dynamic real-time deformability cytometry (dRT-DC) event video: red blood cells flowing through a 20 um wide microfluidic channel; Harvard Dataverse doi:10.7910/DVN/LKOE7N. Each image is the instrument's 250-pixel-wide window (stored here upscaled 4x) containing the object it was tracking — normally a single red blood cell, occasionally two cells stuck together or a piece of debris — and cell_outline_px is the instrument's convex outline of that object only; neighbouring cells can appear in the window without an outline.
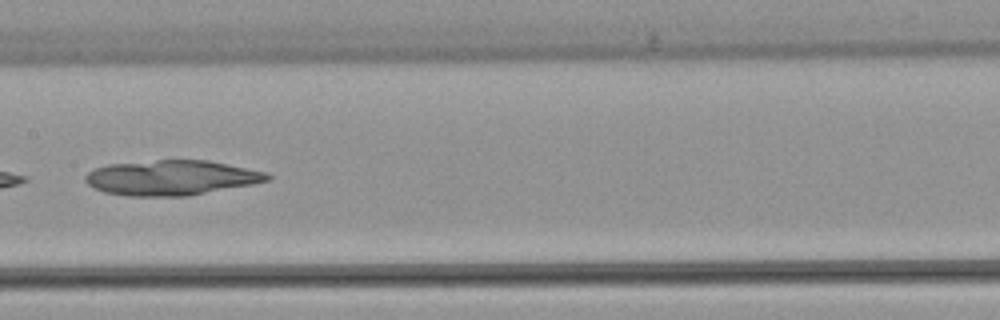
{"species": "common noctule bat (a hibernating species)", "species_latin": "Nyctalus noctula", "temperature_condition": "warm", "stored_images_in_passage": 7, "camera_frame_rate_fps": 3000, "um_per_image_px": 0.085, "animal": {"sex": "female", "body_mass_g": 22.7, "forearm_length_mm": 54.2}, "frame": {"image": 1, "passage_image": 7, "time_ms": 7.333, "image_size_px": [1000, 320], "cell_outline_px": [[272, 176], [268, 180], [252, 184], [188, 196], [128, 196], [104, 192], [88, 184], [84, 180], [84, 176], [92, 168], [108, 164], [156, 160], [208, 160], [268, 172]], "centroid_in_image_um": [14.55, 15.1], "position_along_channel_um": 192.9, "area_um2": 37.22}}